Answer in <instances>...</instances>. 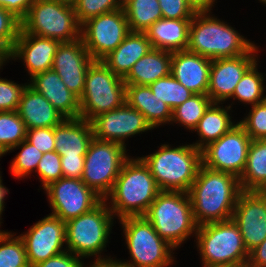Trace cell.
Masks as SVG:
<instances>
[{"mask_svg":"<svg viewBox=\"0 0 266 267\" xmlns=\"http://www.w3.org/2000/svg\"><path fill=\"white\" fill-rule=\"evenodd\" d=\"M241 192L240 180L235 175L201 165L188 192L196 224L232 219Z\"/></svg>","mask_w":266,"mask_h":267,"instance_id":"cell-1","label":"cell"},{"mask_svg":"<svg viewBox=\"0 0 266 267\" xmlns=\"http://www.w3.org/2000/svg\"><path fill=\"white\" fill-rule=\"evenodd\" d=\"M160 189L148 166L138 158H128L115 180L112 191L105 197L110 210L118 219L144 216Z\"/></svg>","mask_w":266,"mask_h":267,"instance_id":"cell-2","label":"cell"},{"mask_svg":"<svg viewBox=\"0 0 266 267\" xmlns=\"http://www.w3.org/2000/svg\"><path fill=\"white\" fill-rule=\"evenodd\" d=\"M140 158L148 166L160 191L188 193L202 165V150L193 144L174 148L162 144L155 153Z\"/></svg>","mask_w":266,"mask_h":267,"instance_id":"cell-3","label":"cell"},{"mask_svg":"<svg viewBox=\"0 0 266 267\" xmlns=\"http://www.w3.org/2000/svg\"><path fill=\"white\" fill-rule=\"evenodd\" d=\"M210 13L197 12L191 19L188 51L214 60L241 56L255 45Z\"/></svg>","mask_w":266,"mask_h":267,"instance_id":"cell-4","label":"cell"},{"mask_svg":"<svg viewBox=\"0 0 266 267\" xmlns=\"http://www.w3.org/2000/svg\"><path fill=\"white\" fill-rule=\"evenodd\" d=\"M144 217L174 249L188 240L191 234L196 235L198 228L191 199L186 192L160 191Z\"/></svg>","mask_w":266,"mask_h":267,"instance_id":"cell-5","label":"cell"},{"mask_svg":"<svg viewBox=\"0 0 266 267\" xmlns=\"http://www.w3.org/2000/svg\"><path fill=\"white\" fill-rule=\"evenodd\" d=\"M195 237L203 267L247 265L249 253L232 219L200 225Z\"/></svg>","mask_w":266,"mask_h":267,"instance_id":"cell-6","label":"cell"},{"mask_svg":"<svg viewBox=\"0 0 266 267\" xmlns=\"http://www.w3.org/2000/svg\"><path fill=\"white\" fill-rule=\"evenodd\" d=\"M21 29L28 34L62 42H72L81 37V24L77 20L72 1L34 0Z\"/></svg>","mask_w":266,"mask_h":267,"instance_id":"cell-7","label":"cell"},{"mask_svg":"<svg viewBox=\"0 0 266 267\" xmlns=\"http://www.w3.org/2000/svg\"><path fill=\"white\" fill-rule=\"evenodd\" d=\"M108 205L103 199L89 212L65 222L66 249L69 252L81 258H104L101 252L109 242L114 220Z\"/></svg>","mask_w":266,"mask_h":267,"instance_id":"cell-8","label":"cell"},{"mask_svg":"<svg viewBox=\"0 0 266 267\" xmlns=\"http://www.w3.org/2000/svg\"><path fill=\"white\" fill-rule=\"evenodd\" d=\"M119 220L131 256V262L121 261L123 267H168L174 264L175 249L157 234L144 216Z\"/></svg>","mask_w":266,"mask_h":267,"instance_id":"cell-9","label":"cell"},{"mask_svg":"<svg viewBox=\"0 0 266 267\" xmlns=\"http://www.w3.org/2000/svg\"><path fill=\"white\" fill-rule=\"evenodd\" d=\"M79 101L80 118L91 121L97 115L126 103V84L102 61H94L87 70Z\"/></svg>","mask_w":266,"mask_h":267,"instance_id":"cell-10","label":"cell"},{"mask_svg":"<svg viewBox=\"0 0 266 267\" xmlns=\"http://www.w3.org/2000/svg\"><path fill=\"white\" fill-rule=\"evenodd\" d=\"M126 147L111 141L93 138L85 155L81 180L100 197L112 191L124 162L130 157Z\"/></svg>","mask_w":266,"mask_h":267,"instance_id":"cell-11","label":"cell"},{"mask_svg":"<svg viewBox=\"0 0 266 267\" xmlns=\"http://www.w3.org/2000/svg\"><path fill=\"white\" fill-rule=\"evenodd\" d=\"M130 32L123 7L81 24V39L94 61H101Z\"/></svg>","mask_w":266,"mask_h":267,"instance_id":"cell-12","label":"cell"},{"mask_svg":"<svg viewBox=\"0 0 266 267\" xmlns=\"http://www.w3.org/2000/svg\"><path fill=\"white\" fill-rule=\"evenodd\" d=\"M251 141L250 136L237 121V124L221 138L202 149V165L240 178L246 166Z\"/></svg>","mask_w":266,"mask_h":267,"instance_id":"cell-13","label":"cell"},{"mask_svg":"<svg viewBox=\"0 0 266 267\" xmlns=\"http://www.w3.org/2000/svg\"><path fill=\"white\" fill-rule=\"evenodd\" d=\"M53 209L51 215L67 222L96 207L103 198L81 179L60 178L44 188Z\"/></svg>","mask_w":266,"mask_h":267,"instance_id":"cell-14","label":"cell"},{"mask_svg":"<svg viewBox=\"0 0 266 267\" xmlns=\"http://www.w3.org/2000/svg\"><path fill=\"white\" fill-rule=\"evenodd\" d=\"M90 122L94 138L115 142L124 147L128 137L154 129L141 112L127 103L97 115Z\"/></svg>","mask_w":266,"mask_h":267,"instance_id":"cell-15","label":"cell"},{"mask_svg":"<svg viewBox=\"0 0 266 267\" xmlns=\"http://www.w3.org/2000/svg\"><path fill=\"white\" fill-rule=\"evenodd\" d=\"M24 242L30 267L66 251L65 222L51 214L19 235Z\"/></svg>","mask_w":266,"mask_h":267,"instance_id":"cell-16","label":"cell"},{"mask_svg":"<svg viewBox=\"0 0 266 267\" xmlns=\"http://www.w3.org/2000/svg\"><path fill=\"white\" fill-rule=\"evenodd\" d=\"M232 220L238 225L248 253L266 239V191H242Z\"/></svg>","mask_w":266,"mask_h":267,"instance_id":"cell-17","label":"cell"},{"mask_svg":"<svg viewBox=\"0 0 266 267\" xmlns=\"http://www.w3.org/2000/svg\"><path fill=\"white\" fill-rule=\"evenodd\" d=\"M257 52L258 46L254 45L241 56L212 60L207 95L213 103L223 104L232 98L244 73L258 60Z\"/></svg>","mask_w":266,"mask_h":267,"instance_id":"cell-18","label":"cell"},{"mask_svg":"<svg viewBox=\"0 0 266 267\" xmlns=\"http://www.w3.org/2000/svg\"><path fill=\"white\" fill-rule=\"evenodd\" d=\"M93 62L94 60L82 39L79 38L58 45L52 70L60 76L67 88L80 99L83 94L87 70Z\"/></svg>","mask_w":266,"mask_h":267,"instance_id":"cell-19","label":"cell"},{"mask_svg":"<svg viewBox=\"0 0 266 267\" xmlns=\"http://www.w3.org/2000/svg\"><path fill=\"white\" fill-rule=\"evenodd\" d=\"M60 42L55 39L28 34L21 28L9 53V60H23L28 74L33 77L52 69L56 49Z\"/></svg>","mask_w":266,"mask_h":267,"instance_id":"cell-20","label":"cell"},{"mask_svg":"<svg viewBox=\"0 0 266 267\" xmlns=\"http://www.w3.org/2000/svg\"><path fill=\"white\" fill-rule=\"evenodd\" d=\"M212 60L186 50L173 52L171 74L194 94H207Z\"/></svg>","mask_w":266,"mask_h":267,"instance_id":"cell-21","label":"cell"},{"mask_svg":"<svg viewBox=\"0 0 266 267\" xmlns=\"http://www.w3.org/2000/svg\"><path fill=\"white\" fill-rule=\"evenodd\" d=\"M31 88L42 94L65 118L80 117V101L54 70H48L30 77Z\"/></svg>","mask_w":266,"mask_h":267,"instance_id":"cell-22","label":"cell"},{"mask_svg":"<svg viewBox=\"0 0 266 267\" xmlns=\"http://www.w3.org/2000/svg\"><path fill=\"white\" fill-rule=\"evenodd\" d=\"M55 151L61 157H85L94 138L90 121L83 118H65L54 127Z\"/></svg>","mask_w":266,"mask_h":267,"instance_id":"cell-23","label":"cell"},{"mask_svg":"<svg viewBox=\"0 0 266 267\" xmlns=\"http://www.w3.org/2000/svg\"><path fill=\"white\" fill-rule=\"evenodd\" d=\"M17 113L27 130L55 127L65 119L42 94L36 92L29 85L22 93Z\"/></svg>","mask_w":266,"mask_h":267,"instance_id":"cell-24","label":"cell"},{"mask_svg":"<svg viewBox=\"0 0 266 267\" xmlns=\"http://www.w3.org/2000/svg\"><path fill=\"white\" fill-rule=\"evenodd\" d=\"M152 49L145 32L130 31L116 49L101 61L117 76L124 79L132 66Z\"/></svg>","mask_w":266,"mask_h":267,"instance_id":"cell-25","label":"cell"},{"mask_svg":"<svg viewBox=\"0 0 266 267\" xmlns=\"http://www.w3.org/2000/svg\"><path fill=\"white\" fill-rule=\"evenodd\" d=\"M190 24L191 19L161 18L152 24L145 34L153 49L178 52L188 47Z\"/></svg>","mask_w":266,"mask_h":267,"instance_id":"cell-26","label":"cell"},{"mask_svg":"<svg viewBox=\"0 0 266 267\" xmlns=\"http://www.w3.org/2000/svg\"><path fill=\"white\" fill-rule=\"evenodd\" d=\"M126 103L141 112L153 128L171 123V108L159 100L148 85L126 84Z\"/></svg>","mask_w":266,"mask_h":267,"instance_id":"cell-27","label":"cell"},{"mask_svg":"<svg viewBox=\"0 0 266 267\" xmlns=\"http://www.w3.org/2000/svg\"><path fill=\"white\" fill-rule=\"evenodd\" d=\"M172 53L160 49H151L132 66L123 79L125 84L149 85L171 74Z\"/></svg>","mask_w":266,"mask_h":267,"instance_id":"cell-28","label":"cell"},{"mask_svg":"<svg viewBox=\"0 0 266 267\" xmlns=\"http://www.w3.org/2000/svg\"><path fill=\"white\" fill-rule=\"evenodd\" d=\"M220 105V103L212 102L193 130L197 131L200 136V140L193 143L196 148L202 150L209 143L221 138L237 124L232 121V117L229 115L231 105L225 107Z\"/></svg>","mask_w":266,"mask_h":267,"instance_id":"cell-29","label":"cell"},{"mask_svg":"<svg viewBox=\"0 0 266 267\" xmlns=\"http://www.w3.org/2000/svg\"><path fill=\"white\" fill-rule=\"evenodd\" d=\"M239 180L242 191H266V139L251 141Z\"/></svg>","mask_w":266,"mask_h":267,"instance_id":"cell-30","label":"cell"},{"mask_svg":"<svg viewBox=\"0 0 266 267\" xmlns=\"http://www.w3.org/2000/svg\"><path fill=\"white\" fill-rule=\"evenodd\" d=\"M122 7L132 32H145L163 18L158 0H126Z\"/></svg>","mask_w":266,"mask_h":267,"instance_id":"cell-31","label":"cell"},{"mask_svg":"<svg viewBox=\"0 0 266 267\" xmlns=\"http://www.w3.org/2000/svg\"><path fill=\"white\" fill-rule=\"evenodd\" d=\"M257 61L244 73L241 80L235 87L232 98L238 100L243 104L256 105L266 100V95H264L265 88L264 82L265 78L262 73L257 70Z\"/></svg>","mask_w":266,"mask_h":267,"instance_id":"cell-32","label":"cell"},{"mask_svg":"<svg viewBox=\"0 0 266 267\" xmlns=\"http://www.w3.org/2000/svg\"><path fill=\"white\" fill-rule=\"evenodd\" d=\"M211 103L207 94H193L172 111L171 124L179 123L184 128L193 131Z\"/></svg>","mask_w":266,"mask_h":267,"instance_id":"cell-33","label":"cell"},{"mask_svg":"<svg viewBox=\"0 0 266 267\" xmlns=\"http://www.w3.org/2000/svg\"><path fill=\"white\" fill-rule=\"evenodd\" d=\"M27 129L17 111L0 112V155L26 139Z\"/></svg>","mask_w":266,"mask_h":267,"instance_id":"cell-34","label":"cell"},{"mask_svg":"<svg viewBox=\"0 0 266 267\" xmlns=\"http://www.w3.org/2000/svg\"><path fill=\"white\" fill-rule=\"evenodd\" d=\"M154 95L165 102L173 111L194 93L177 81L172 74L148 85Z\"/></svg>","mask_w":266,"mask_h":267,"instance_id":"cell-35","label":"cell"},{"mask_svg":"<svg viewBox=\"0 0 266 267\" xmlns=\"http://www.w3.org/2000/svg\"><path fill=\"white\" fill-rule=\"evenodd\" d=\"M0 267H30L20 236L0 230Z\"/></svg>","mask_w":266,"mask_h":267,"instance_id":"cell-36","label":"cell"},{"mask_svg":"<svg viewBox=\"0 0 266 267\" xmlns=\"http://www.w3.org/2000/svg\"><path fill=\"white\" fill-rule=\"evenodd\" d=\"M21 149V151L13 158L11 163V173L14 175V178H25L29 176L32 171L36 172V168L41 158L43 157V153L37 150L30 144L26 139L20 142L17 146L11 148L8 152L13 151L14 149Z\"/></svg>","mask_w":266,"mask_h":267,"instance_id":"cell-37","label":"cell"},{"mask_svg":"<svg viewBox=\"0 0 266 267\" xmlns=\"http://www.w3.org/2000/svg\"><path fill=\"white\" fill-rule=\"evenodd\" d=\"M72 4L80 24L90 18L122 8L120 0H72Z\"/></svg>","mask_w":266,"mask_h":267,"instance_id":"cell-38","label":"cell"},{"mask_svg":"<svg viewBox=\"0 0 266 267\" xmlns=\"http://www.w3.org/2000/svg\"><path fill=\"white\" fill-rule=\"evenodd\" d=\"M251 107L247 116L238 123L252 140L266 139V100Z\"/></svg>","mask_w":266,"mask_h":267,"instance_id":"cell-39","label":"cell"},{"mask_svg":"<svg viewBox=\"0 0 266 267\" xmlns=\"http://www.w3.org/2000/svg\"><path fill=\"white\" fill-rule=\"evenodd\" d=\"M36 173L40 181H42L43 189L50 183L62 178L61 156L56 151L44 153L38 163Z\"/></svg>","mask_w":266,"mask_h":267,"instance_id":"cell-40","label":"cell"},{"mask_svg":"<svg viewBox=\"0 0 266 267\" xmlns=\"http://www.w3.org/2000/svg\"><path fill=\"white\" fill-rule=\"evenodd\" d=\"M21 21L0 6V45L10 53L17 40Z\"/></svg>","mask_w":266,"mask_h":267,"instance_id":"cell-41","label":"cell"},{"mask_svg":"<svg viewBox=\"0 0 266 267\" xmlns=\"http://www.w3.org/2000/svg\"><path fill=\"white\" fill-rule=\"evenodd\" d=\"M28 84H17L0 78V112L17 111L22 93Z\"/></svg>","mask_w":266,"mask_h":267,"instance_id":"cell-42","label":"cell"},{"mask_svg":"<svg viewBox=\"0 0 266 267\" xmlns=\"http://www.w3.org/2000/svg\"><path fill=\"white\" fill-rule=\"evenodd\" d=\"M26 140L43 154L55 151L54 127L29 129Z\"/></svg>","mask_w":266,"mask_h":267,"instance_id":"cell-43","label":"cell"},{"mask_svg":"<svg viewBox=\"0 0 266 267\" xmlns=\"http://www.w3.org/2000/svg\"><path fill=\"white\" fill-rule=\"evenodd\" d=\"M165 19H192L195 12L186 0H158Z\"/></svg>","mask_w":266,"mask_h":267,"instance_id":"cell-44","label":"cell"},{"mask_svg":"<svg viewBox=\"0 0 266 267\" xmlns=\"http://www.w3.org/2000/svg\"><path fill=\"white\" fill-rule=\"evenodd\" d=\"M80 259L82 260L81 257L66 250L63 253L38 263L34 267H81L83 261Z\"/></svg>","mask_w":266,"mask_h":267,"instance_id":"cell-45","label":"cell"},{"mask_svg":"<svg viewBox=\"0 0 266 267\" xmlns=\"http://www.w3.org/2000/svg\"><path fill=\"white\" fill-rule=\"evenodd\" d=\"M85 157H61V167L64 178L81 179L84 170Z\"/></svg>","mask_w":266,"mask_h":267,"instance_id":"cell-46","label":"cell"},{"mask_svg":"<svg viewBox=\"0 0 266 267\" xmlns=\"http://www.w3.org/2000/svg\"><path fill=\"white\" fill-rule=\"evenodd\" d=\"M34 0H0V6L11 12L20 21L26 16Z\"/></svg>","mask_w":266,"mask_h":267,"instance_id":"cell-47","label":"cell"},{"mask_svg":"<svg viewBox=\"0 0 266 267\" xmlns=\"http://www.w3.org/2000/svg\"><path fill=\"white\" fill-rule=\"evenodd\" d=\"M248 267H266V239L249 252Z\"/></svg>","mask_w":266,"mask_h":267,"instance_id":"cell-48","label":"cell"},{"mask_svg":"<svg viewBox=\"0 0 266 267\" xmlns=\"http://www.w3.org/2000/svg\"><path fill=\"white\" fill-rule=\"evenodd\" d=\"M188 5L197 12H211L216 0H186Z\"/></svg>","mask_w":266,"mask_h":267,"instance_id":"cell-49","label":"cell"},{"mask_svg":"<svg viewBox=\"0 0 266 267\" xmlns=\"http://www.w3.org/2000/svg\"><path fill=\"white\" fill-rule=\"evenodd\" d=\"M107 257V258H106ZM105 258H96L89 267H123L121 264V260H116L111 258V256H106ZM81 267H85L84 263H82Z\"/></svg>","mask_w":266,"mask_h":267,"instance_id":"cell-50","label":"cell"},{"mask_svg":"<svg viewBox=\"0 0 266 267\" xmlns=\"http://www.w3.org/2000/svg\"><path fill=\"white\" fill-rule=\"evenodd\" d=\"M1 173V172H0ZM2 176H1V174H0V225H1V217H2V213H3V211H4V198H5V196L8 194V192H9V190L5 187V186H3V184H2Z\"/></svg>","mask_w":266,"mask_h":267,"instance_id":"cell-51","label":"cell"},{"mask_svg":"<svg viewBox=\"0 0 266 267\" xmlns=\"http://www.w3.org/2000/svg\"><path fill=\"white\" fill-rule=\"evenodd\" d=\"M9 60V53L0 45V69Z\"/></svg>","mask_w":266,"mask_h":267,"instance_id":"cell-52","label":"cell"},{"mask_svg":"<svg viewBox=\"0 0 266 267\" xmlns=\"http://www.w3.org/2000/svg\"><path fill=\"white\" fill-rule=\"evenodd\" d=\"M260 2L266 4V0H259Z\"/></svg>","mask_w":266,"mask_h":267,"instance_id":"cell-53","label":"cell"}]
</instances>
